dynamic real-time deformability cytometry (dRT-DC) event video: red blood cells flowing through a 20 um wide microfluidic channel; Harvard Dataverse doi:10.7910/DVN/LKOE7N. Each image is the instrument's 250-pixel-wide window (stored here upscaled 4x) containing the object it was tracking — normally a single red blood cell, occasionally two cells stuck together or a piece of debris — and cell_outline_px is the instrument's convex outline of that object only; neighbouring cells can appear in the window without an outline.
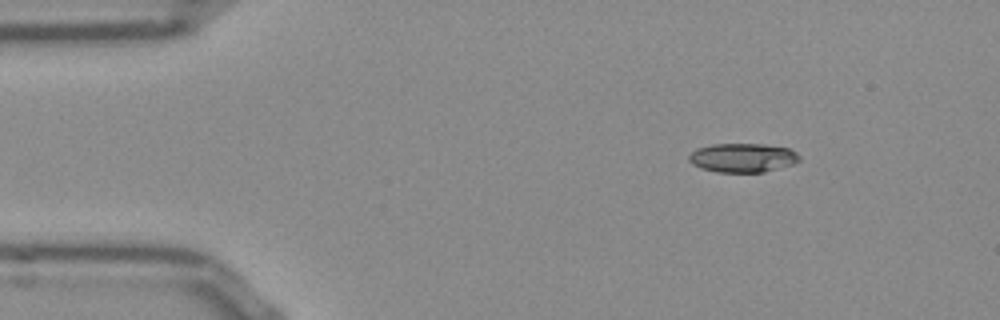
{"species": "Egyptian fruit bat (a non-hibernating species)", "species_latin": "Rousettus aegyptiacus", "temperature_condition": "room temperature", "stored_images_in_passage": 46, "camera_frame_rate_fps": 3000, "um_per_image_px": 0.085, "frame": {"image": 1, "passage_image": 1, "time_ms": 0.0, "image_size_px": [1000, 320], "cell_outline_px": [[800, 160], [792, 164], [764, 172], [716, 172], [700, 168], [692, 164], [688, 160], [688, 156], [696, 148], [712, 144], [764, 144], [788, 148], [796, 152], [800, 156]], "centroid_in_image_um": [63.1, 13.41], "position_along_channel_um": 21.9, "area_um2": 18.73}}
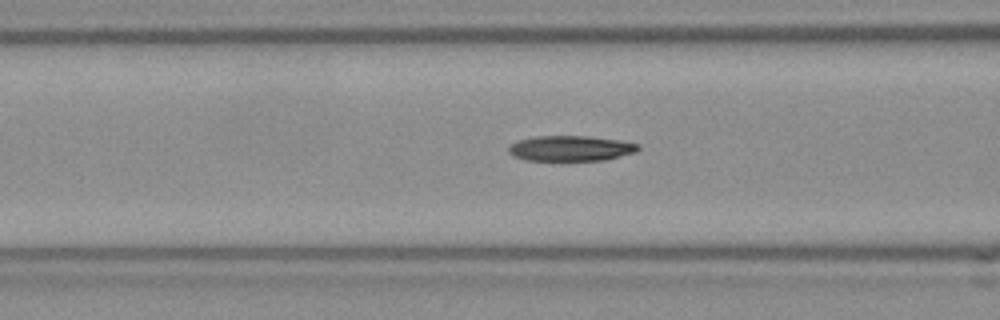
{"frame": {"image": 2, "passage_image": 14, "time_ms": 4.333, "image_size_px": [1000, 320], "cell_outline_px": [[640, 148], [636, 152], [604, 160], [524, 160], [508, 152], [508, 148], [512, 144], [520, 140], [536, 136], [584, 136], [616, 140], [640, 144]], "centroid_in_image_um": [48.52, 12.61], "position_along_channel_um": 118.1, "area_um2": 18.84}}
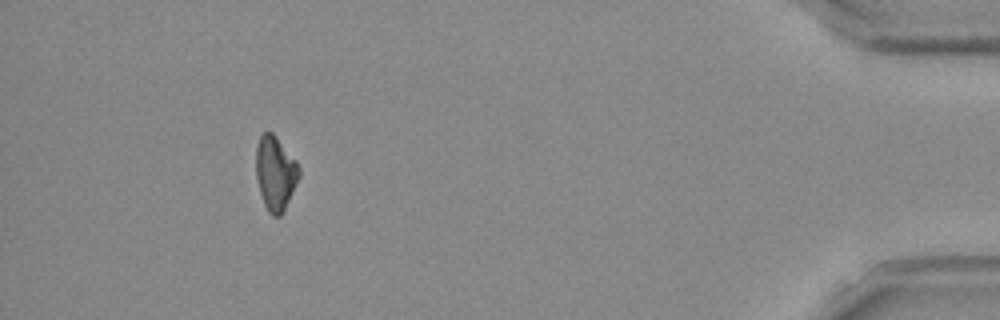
{"frame": {"image": 3, "passage_image": 42, "time_ms": 13.667, "image_size_px": [1000, 320], "cell_outline_px": [[300, 176], [280, 216], [272, 216], [268, 212], [264, 204], [260, 192], [256, 176], [256, 148], [260, 136], [264, 132], [272, 132], [296, 160], [300, 168]], "centroid_in_image_um": [23.4, 14.7], "position_along_channel_um": 411.8, "area_um2": 18.38}, "authors_computed_cell_mechanics": {"area_um2": 19.2474, "velocity_mm_per_s": 3.8492, "shape_relaxation_time_tau1_ms": 4.2704, "shape_relaxation_time_tau2_ms": null, "deformation_change_tau1": 0.1318, "deformation_change_tau2": null}}